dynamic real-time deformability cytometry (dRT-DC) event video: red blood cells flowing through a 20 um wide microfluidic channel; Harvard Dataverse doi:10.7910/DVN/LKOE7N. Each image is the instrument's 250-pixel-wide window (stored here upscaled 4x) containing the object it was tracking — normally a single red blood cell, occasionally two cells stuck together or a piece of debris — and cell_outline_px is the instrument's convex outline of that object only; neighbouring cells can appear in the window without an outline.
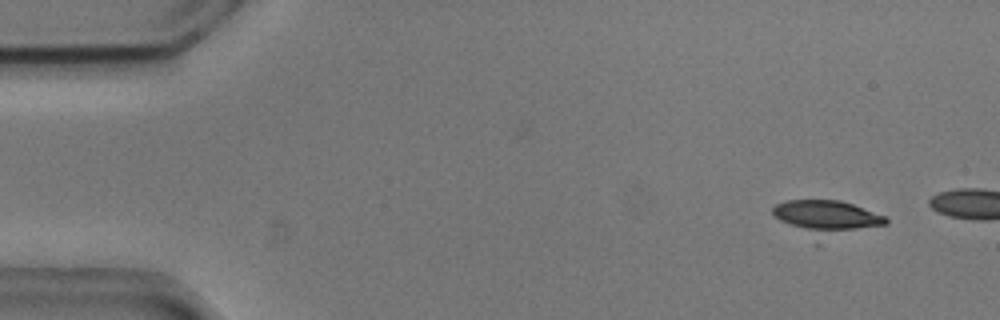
{"species": "common noctule bat (a hibernating species)", "species_latin": "Nyctalus noctula", "temperature_condition": "cold", "stored_images_in_passage": 10, "camera_frame_rate_fps": 3000, "um_per_image_px": 0.085, "animal": {"sex": "male", "body_mass_g": 20.5, "forearm_length_mm": 52.5}, "frame": {"image": 1, "passage_image": 4, "time_ms": 1.0, "image_size_px": [1000, 320], "cell_outline_px": [[888, 224], [816, 244], [772, 216], [772, 208], [776, 204], [784, 200], [840, 200], [888, 216]], "centroid_in_image_um": [70.25, 18.57], "position_along_channel_um": 14.7, "area_um2": 24.16}}